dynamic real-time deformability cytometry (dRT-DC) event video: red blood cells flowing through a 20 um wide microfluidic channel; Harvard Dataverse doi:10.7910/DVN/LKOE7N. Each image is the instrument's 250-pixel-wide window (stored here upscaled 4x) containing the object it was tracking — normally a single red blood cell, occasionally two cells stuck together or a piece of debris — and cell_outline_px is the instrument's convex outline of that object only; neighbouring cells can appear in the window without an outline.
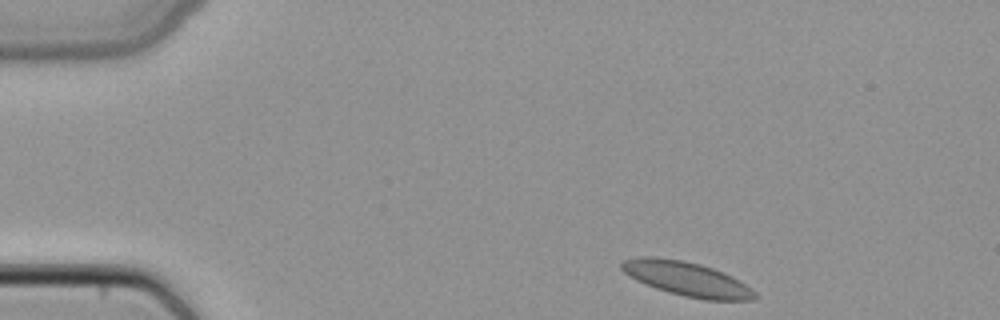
{"species": "common noctule bat (a hibernating species)", "species_latin": "Nyctalus noctula", "temperature_condition": "cold", "stored_images_in_passage": 42, "camera_frame_rate_fps": 3000, "um_per_image_px": 0.085, "animal": {"sex": "female", "body_mass_g": 22.7, "forearm_length_mm": 54.2}, "frame": {"image": 1, "passage_image": 1, "time_ms": 0.0, "image_size_px": [1000, 320], "cell_outline_px": [[756, 296], [752, 300], [704, 300], [684, 296], [668, 292], [656, 288], [636, 280], [624, 272], [620, 268], [620, 264], [624, 260], [636, 256], [652, 256], [684, 260], [700, 264], [724, 272], [732, 276], [752, 288], [756, 292]], "centroid_in_image_um": [58.37, 23.69], "position_along_channel_um": 26.6, "area_um2": 26.7}}
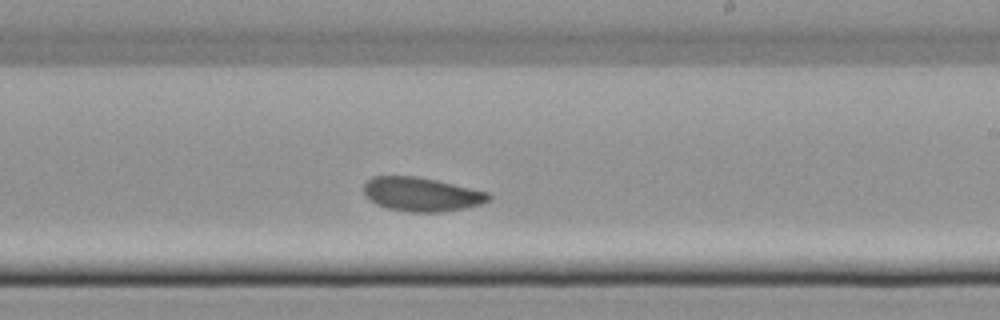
{"frame": {"image": 2, "passage_image": 23, "time_ms": 7.333, "image_size_px": [1000, 320], "cell_outline_px": [[492, 196], [488, 200], [480, 204], [464, 208], [436, 212], [412, 212], [388, 208], [376, 204], [364, 192], [364, 184], [372, 176], [416, 176], [436, 180], [488, 192]], "centroid_in_image_um": [35.83, 16.5], "position_along_channel_um": 253.2, "area_um2": 24.33}}
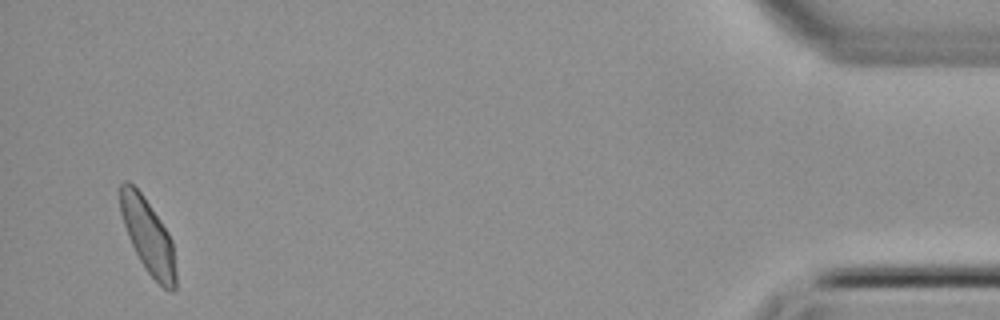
{"frame": {"image": 3, "passage_image": 41, "time_ms": 13.333, "image_size_px": [1000, 320], "cell_outline_px": [[176, 288], [172, 292], [164, 288], [148, 272], [140, 260], [128, 236], [120, 212], [120, 184], [124, 180], [128, 180], [140, 192], [160, 220], [168, 232], [172, 240], [176, 272]], "centroid_in_image_um": [12.59, 20.07], "position_along_channel_um": 422.6, "area_um2": 23.7}}